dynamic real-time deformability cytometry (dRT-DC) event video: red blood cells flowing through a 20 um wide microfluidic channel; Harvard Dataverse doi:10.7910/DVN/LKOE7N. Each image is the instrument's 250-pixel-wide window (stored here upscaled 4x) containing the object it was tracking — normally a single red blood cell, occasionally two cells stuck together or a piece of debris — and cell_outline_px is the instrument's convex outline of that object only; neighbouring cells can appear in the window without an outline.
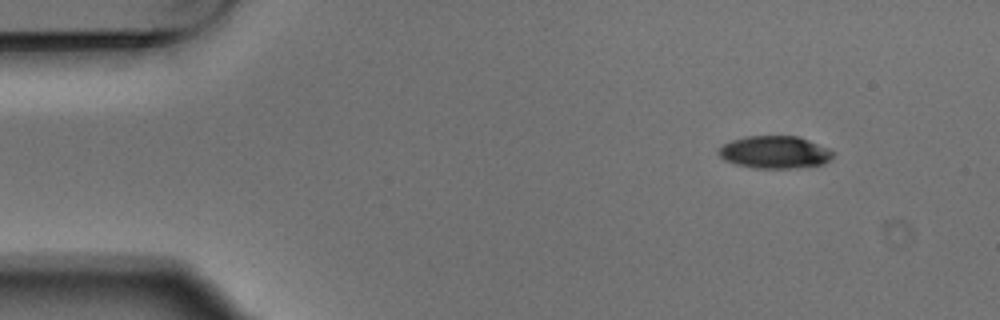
{"species": "Egyptian fruit bat (a non-hibernating species)", "species_latin": "Rousettus aegyptiacus", "temperature_condition": "warm", "stored_images_in_passage": 6, "camera_frame_rate_fps": 3000, "um_per_image_px": 0.085, "animal": {"sex": "male"}, "frame": {"image": 1, "passage_image": 1, "time_ms": 0.0, "image_size_px": [1000, 320], "cell_outline_px": [[836, 152], [824, 164], [792, 168], [752, 168], [736, 164], [724, 160], [720, 156], [720, 148], [724, 144], [732, 140], [748, 136], [796, 136], [808, 140], [828, 148]], "centroid_in_image_um": [65.87, 12.94], "position_along_channel_um": 19.1, "area_um2": 21.44}}
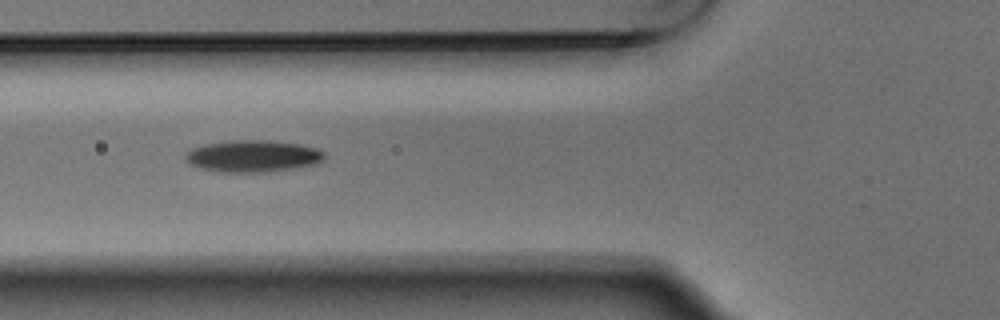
{"frame": {"image": 2, "passage_image": 5, "time_ms": 1.333, "image_size_px": [1000, 320], "cell_outline_px": [[324, 160], [316, 164], [268, 172], [220, 172], [200, 168], [188, 164], [184, 156], [192, 148], [204, 144], [232, 140], [268, 140], [300, 144], [316, 148], [324, 152]], "centroid_in_image_um": [21.48, 13.27], "position_along_channel_um": 104.3, "area_um2": 25.89}}
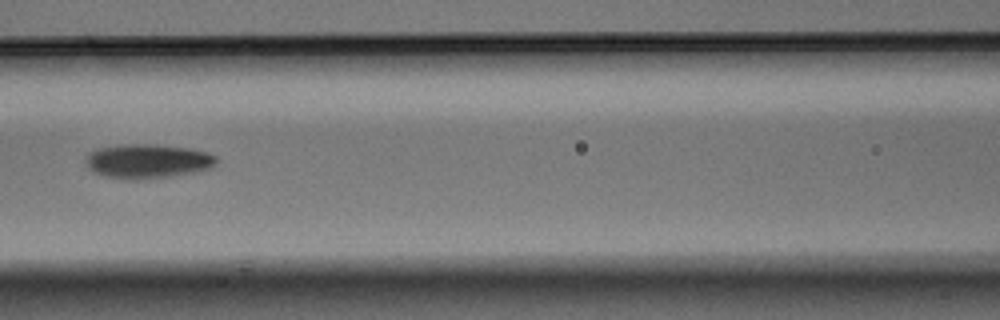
{"frame": {"image": 3, "passage_image": 6, "time_ms": 1.667, "image_size_px": [1000, 320], "cell_outline_px": [[216, 164], [212, 168], [200, 172], [172, 176], [136, 180], [124, 180], [104, 176], [92, 172], [84, 164], [84, 160], [88, 152], [96, 148], [124, 144], [152, 144], [188, 148], [208, 152], [216, 156]], "centroid_in_image_um": [12.51, 13.71], "position_along_channel_um": 154.1, "area_um2": 26.76}}